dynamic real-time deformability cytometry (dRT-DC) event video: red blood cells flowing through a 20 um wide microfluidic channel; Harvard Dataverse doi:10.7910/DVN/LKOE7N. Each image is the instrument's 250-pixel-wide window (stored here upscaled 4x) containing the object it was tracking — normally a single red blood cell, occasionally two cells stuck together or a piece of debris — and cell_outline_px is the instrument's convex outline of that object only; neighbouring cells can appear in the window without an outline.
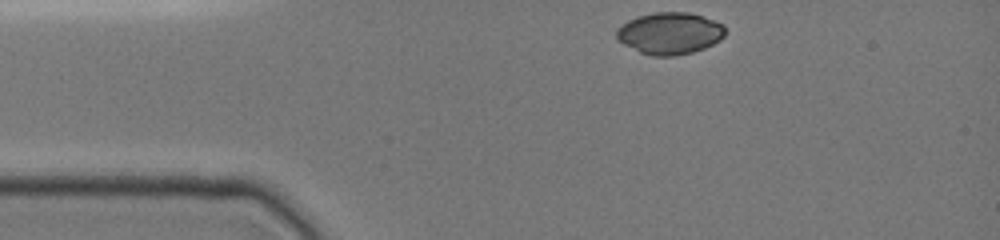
{"species": "common noctule bat (a hibernating species)", "species_latin": "Nyctalus noctula", "temperature_condition": "cold", "stored_images_in_passage": 14, "camera_frame_rate_fps": 3000, "um_per_image_px": 0.085, "animal": {"sex": "female", "body_mass_g": 19.0, "forearm_length_mm": 51.5}, "frame": {"image": 1, "passage_image": 1, "time_ms": 0.0, "image_size_px": [1000, 240], "cell_outline_px": [[724, 36], [720, 40], [704, 48], [692, 52], [672, 56], [652, 56], [640, 52], [624, 44], [616, 36], [616, 32], [628, 20], [636, 16], [656, 12], [688, 12], [724, 24]], "centroid_in_image_um": [56.94, 2.83], "position_along_channel_um": 28.1, "area_um2": 26.18}}
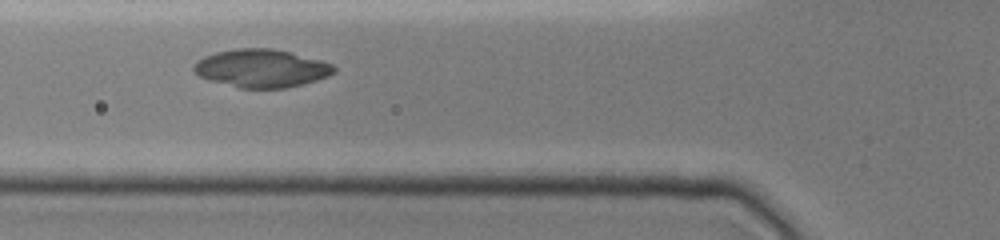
{"frame": {"image": 2, "passage_image": 7, "time_ms": 3.0, "image_size_px": [1000, 240], "cell_outline_px": [[336, 72], [328, 76], [316, 80], [284, 88], [240, 88], [208, 80], [200, 76], [192, 68], [192, 64], [196, 60], [204, 56], [216, 52], [236, 48], [272, 48], [320, 60], [332, 64], [336, 68]], "centroid_in_image_um": [22.18, 5.8], "position_along_channel_um": 103.6, "area_um2": 30.98}}
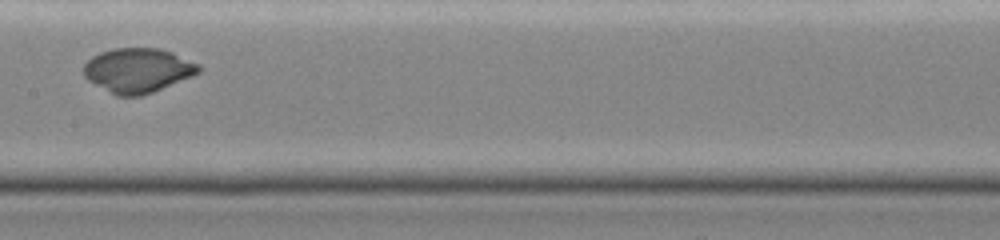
{"frame": {"image": 3, "passage_image": 12, "time_ms": 5.333, "image_size_px": [1000, 240], "cell_outline_px": [[204, 68], [200, 72], [192, 76], [152, 92], [140, 96], [116, 96], [88, 80], [84, 76], [84, 64], [92, 56], [100, 52], [112, 48], [160, 48], [172, 52], [200, 64]], "centroid_in_image_um": [11.73, 5.97], "position_along_channel_um": 195.7, "area_um2": 29.88}}